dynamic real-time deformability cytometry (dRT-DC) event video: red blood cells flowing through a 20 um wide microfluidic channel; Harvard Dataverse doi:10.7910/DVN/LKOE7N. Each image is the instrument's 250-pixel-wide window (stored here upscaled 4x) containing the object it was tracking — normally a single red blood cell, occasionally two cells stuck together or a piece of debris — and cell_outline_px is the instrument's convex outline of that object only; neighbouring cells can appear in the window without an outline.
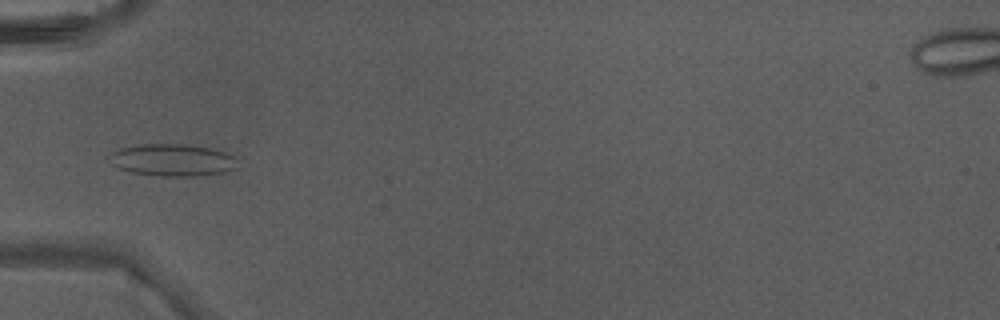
{"species": "Egyptian fruit bat (a non-hibernating species)", "species_latin": "Rousettus aegyptiacus", "temperature_condition": "warm", "stored_images_in_passage": 5, "camera_frame_rate_fps": 3000, "um_per_image_px": 0.085, "animal": {"sex": "male"}, "frame": {"image": 1, "passage_image": 4, "time_ms": 1.0, "image_size_px": [1000, 320], "cell_outline_px": [[240, 168], [224, 172], [196, 176], [164, 176], [132, 172], [120, 168], [112, 164], [112, 152], [120, 148], [140, 144], [184, 144], [212, 148], [224, 152], [232, 156]], "centroid_in_image_um": [14.71, 13.6], "position_along_channel_um": 70.3, "area_um2": 23.76}}